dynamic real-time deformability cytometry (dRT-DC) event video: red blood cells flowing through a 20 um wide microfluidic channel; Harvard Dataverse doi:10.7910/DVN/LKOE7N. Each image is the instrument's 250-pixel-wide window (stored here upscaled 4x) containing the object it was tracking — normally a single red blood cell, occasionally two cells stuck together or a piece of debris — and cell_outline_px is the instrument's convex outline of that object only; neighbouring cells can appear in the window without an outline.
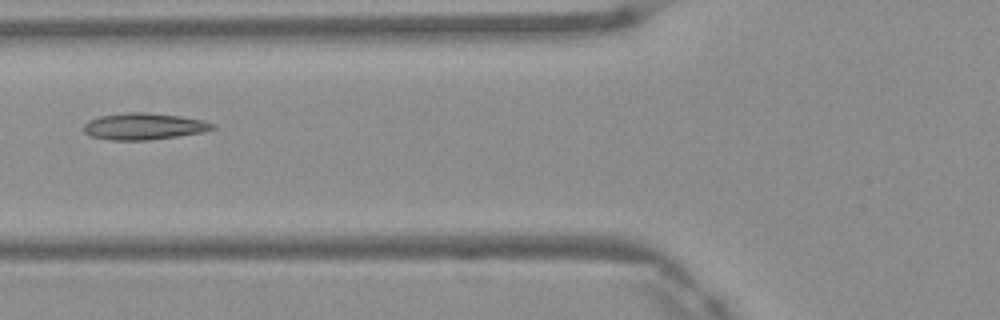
{"species": "Egyptian fruit bat (a non-hibernating species)", "species_latin": "Rousettus aegyptiacus", "temperature_condition": "warm", "stored_images_in_passage": 2, "camera_frame_rate_fps": 3000, "um_per_image_px": 0.085, "frame": {"image": 1, "passage_image": 2, "time_ms": 0.333, "image_size_px": [1000, 320], "cell_outline_px": [[216, 128], [204, 132], [148, 140], [112, 140], [92, 136], [84, 132], [84, 124], [88, 120], [100, 116], [128, 112], [144, 112], [180, 116], [204, 120], [216, 124]], "centroid_in_image_um": [12.26, 10.73], "position_along_channel_um": 113.5, "area_um2": 19.94}}